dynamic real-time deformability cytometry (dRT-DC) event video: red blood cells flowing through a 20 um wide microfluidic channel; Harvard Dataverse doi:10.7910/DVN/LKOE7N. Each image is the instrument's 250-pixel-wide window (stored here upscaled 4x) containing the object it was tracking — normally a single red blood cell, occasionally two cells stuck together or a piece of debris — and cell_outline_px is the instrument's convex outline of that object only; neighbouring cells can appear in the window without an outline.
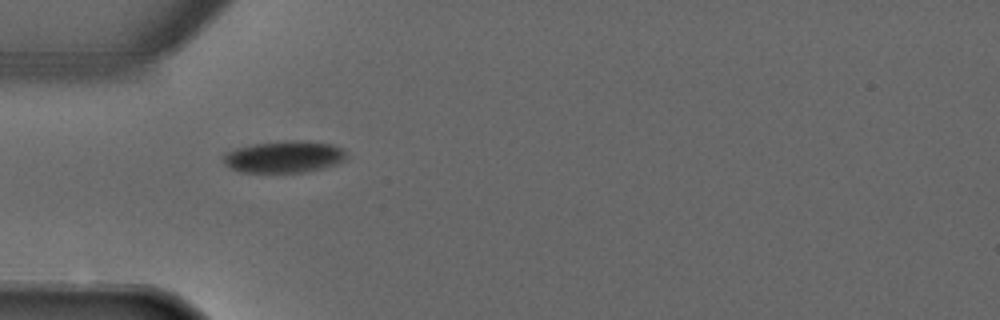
{"species": "common noctule bat (a hibernating species)", "species_latin": "Nyctalus noctula", "temperature_condition": "warm", "stored_images_in_passage": 1, "camera_frame_rate_fps": 3000, "um_per_image_px": 0.085, "animal": {"sex": "male", "forearm_length_mm": 52.5}, "frame": {"image": 1, "passage_image": 1, "time_ms": 0.0, "image_size_px": [1000, 320], "cell_outline_px": [[348, 156], [344, 160], [336, 164], [324, 168], [304, 172], [240, 172], [224, 164], [224, 156], [228, 152], [236, 148], [252, 144], [288, 140], [308, 140], [332, 144], [344, 148]], "centroid_in_image_um": [24.21, 13.31], "position_along_channel_um": 60.8, "area_um2": 23.0}}